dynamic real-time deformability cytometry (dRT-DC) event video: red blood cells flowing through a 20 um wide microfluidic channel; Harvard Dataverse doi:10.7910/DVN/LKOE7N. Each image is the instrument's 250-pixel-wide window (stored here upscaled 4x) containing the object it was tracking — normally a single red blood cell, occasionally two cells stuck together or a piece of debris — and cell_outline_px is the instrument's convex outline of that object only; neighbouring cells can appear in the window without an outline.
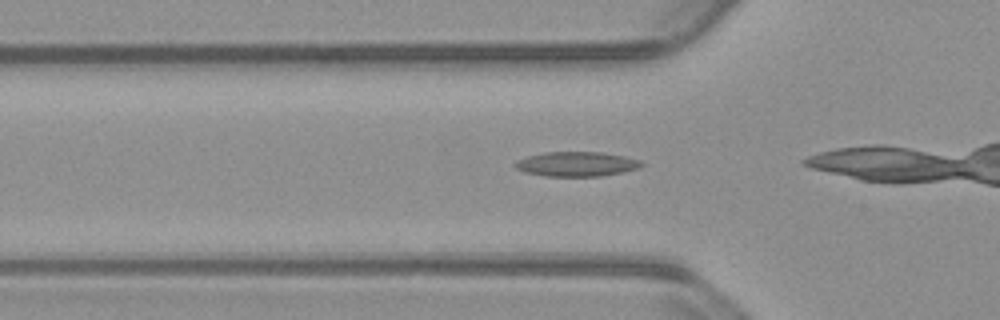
{"species": "common noctule bat (a hibernating species)", "species_latin": "Nyctalus noctula", "temperature_condition": "warm", "stored_images_in_passage": 11, "camera_frame_rate_fps": 3000, "um_per_image_px": 0.085, "animal": {"sex": "male", "body_mass_g": 23.1, "forearm_length_mm": 52.7}, "frame": {"image": 1, "passage_image": 7, "time_ms": 2.0, "image_size_px": [1000, 320], "cell_outline_px": [[644, 164], [636, 168], [620, 172], [600, 176], [544, 176], [524, 172], [516, 168], [512, 164], [516, 160], [528, 156], [544, 152], [600, 152], [624, 156], [640, 160]], "centroid_in_image_um": [48.94, 13.94], "position_along_channel_um": 76.9, "area_um2": 18.03}}
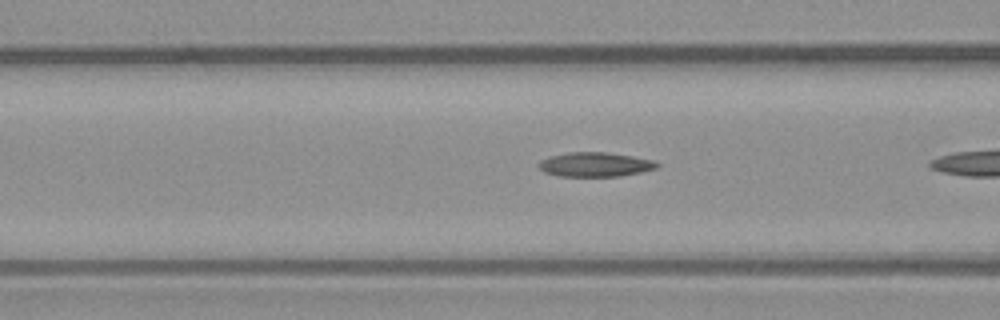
{"frame": {"image": 2, "passage_image": 10, "time_ms": 3.0, "image_size_px": [1000, 320], "cell_outline_px": [[660, 164], [656, 168], [640, 172], [620, 176], [560, 176], [544, 172], [536, 164], [540, 160], [548, 156], [568, 152], [604, 152], [632, 156], [656, 160]], "centroid_in_image_um": [50.57, 13.97], "position_along_channel_um": 116.0, "area_um2": 16.88}}